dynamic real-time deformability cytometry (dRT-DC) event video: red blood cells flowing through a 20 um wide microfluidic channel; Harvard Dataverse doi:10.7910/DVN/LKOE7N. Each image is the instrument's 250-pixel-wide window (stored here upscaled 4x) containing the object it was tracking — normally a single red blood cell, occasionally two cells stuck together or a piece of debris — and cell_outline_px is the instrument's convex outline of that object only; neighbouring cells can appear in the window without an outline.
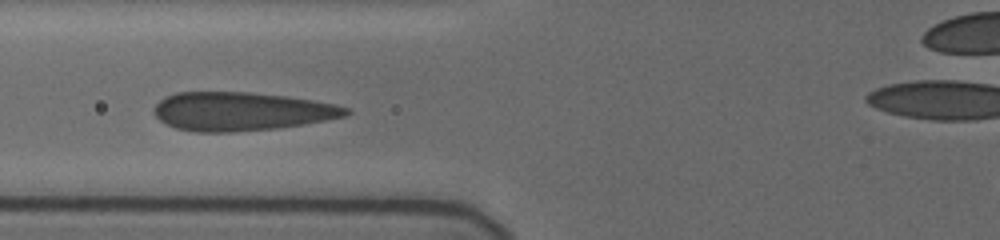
{"species": "human", "species_latin": "Homo sapiens", "temperature_condition": "cold", "stored_images_in_passage": 19, "camera_frame_rate_fps": 3000, "um_per_image_px": 0.085, "donor": {"sex": "female"}, "frame": {"image": 1, "passage_image": 9, "time_ms": 5.333, "image_size_px": [1000, 240], "cell_outline_px": [[352, 112], [348, 116], [304, 124], [280, 128], [232, 132], [196, 132], [176, 128], [160, 120], [152, 112], [152, 108], [164, 96], [176, 92], [248, 92], [288, 96], [312, 100], [332, 104], [348, 108]], "centroid_in_image_um": [20.5, 9.47], "position_along_channel_um": 105.3, "area_um2": 43.35}}
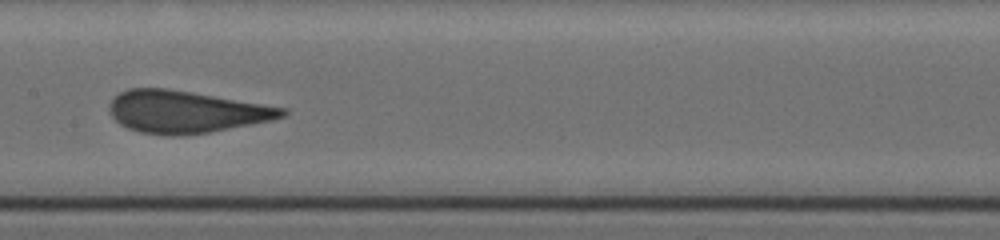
{"frame": {"image": 2, "passage_image": 11, "time_ms": 7.667, "image_size_px": [1000, 240], "cell_outline_px": [[288, 112], [284, 116], [272, 120], [252, 124], [208, 132], [176, 136], [164, 136], [140, 132], [128, 128], [120, 124], [112, 116], [108, 108], [112, 100], [120, 92], [128, 88], [168, 88], [288, 108]], "centroid_in_image_um": [15.79, 9.5], "position_along_channel_um": 191.6, "area_um2": 42.43}}
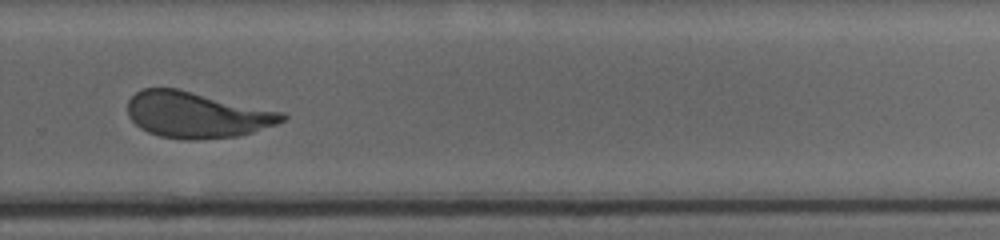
{"frame": {"image": 3, "passage_image": 14, "time_ms": 11.0, "image_size_px": [1000, 240], "cell_outline_px": [[288, 116], [284, 120], [276, 124], [252, 132], [236, 136], [196, 140], [184, 140], [160, 136], [148, 132], [140, 128], [128, 116], [128, 100], [136, 92], [144, 88], [176, 88], [284, 112]], "centroid_in_image_um": [16.71, 9.76], "position_along_channel_um": 313.1, "area_um2": 41.38}}